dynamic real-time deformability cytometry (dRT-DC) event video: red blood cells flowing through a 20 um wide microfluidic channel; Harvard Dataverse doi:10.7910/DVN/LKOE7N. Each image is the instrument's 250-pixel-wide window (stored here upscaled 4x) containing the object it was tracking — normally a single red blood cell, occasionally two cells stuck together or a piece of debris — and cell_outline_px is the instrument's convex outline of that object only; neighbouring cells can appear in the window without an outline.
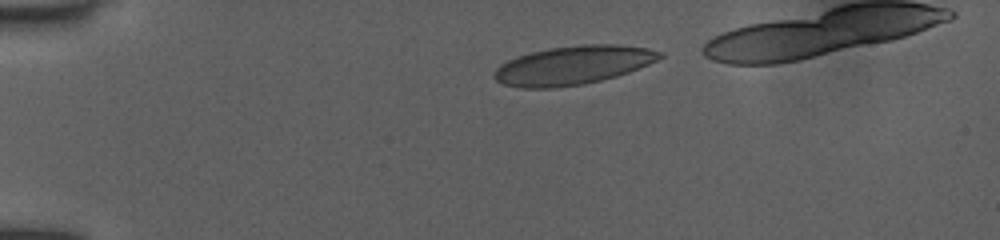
{"species": "human", "species_latin": "Homo sapiens", "temperature_condition": "room temperature", "stored_images_in_passage": 4, "camera_frame_rate_fps": 3000, "um_per_image_px": 0.085, "donor": {"sex": "female"}, "frame": {"image": 1, "passage_image": 1, "time_ms": 0.0, "image_size_px": [1000, 240], "cell_outline_px": [[664, 56], [648, 64], [628, 72], [616, 76], [584, 84], [556, 88], [520, 88], [504, 84], [496, 80], [492, 76], [492, 72], [500, 64], [508, 60], [532, 52], [552, 48], [580, 44], [616, 44], [648, 48], [664, 52]], "centroid_in_image_um": [48.7, 5.55], "position_along_channel_um": 36.3, "area_um2": 37.28}}